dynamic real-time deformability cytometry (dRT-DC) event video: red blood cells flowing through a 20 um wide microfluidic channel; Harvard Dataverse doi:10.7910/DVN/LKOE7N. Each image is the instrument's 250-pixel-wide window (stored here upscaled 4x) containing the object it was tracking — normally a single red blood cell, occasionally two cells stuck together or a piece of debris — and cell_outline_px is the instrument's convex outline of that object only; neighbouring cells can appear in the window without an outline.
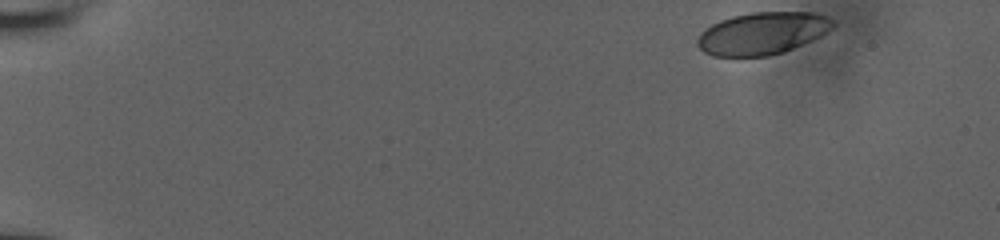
{"species": "human", "species_latin": "Homo sapiens", "temperature_condition": "room temperature", "stored_images_in_passage": 46, "camera_frame_rate_fps": 3000, "um_per_image_px": 0.085, "donor": {"sex": "male"}, "frame": {"image": 1, "passage_image": 1, "time_ms": 0.0, "image_size_px": [1000, 240], "cell_outline_px": [[836, 24], [832, 28], [820, 36], [812, 40], [784, 52], [768, 56], [712, 56], [704, 52], [696, 44], [696, 40], [700, 32], [704, 28], [720, 20], [732, 16], [752, 12], [812, 12], [824, 16], [832, 20]], "centroid_in_image_um": [64.76, 2.83], "position_along_channel_um": 20.2, "area_um2": 33.47}}
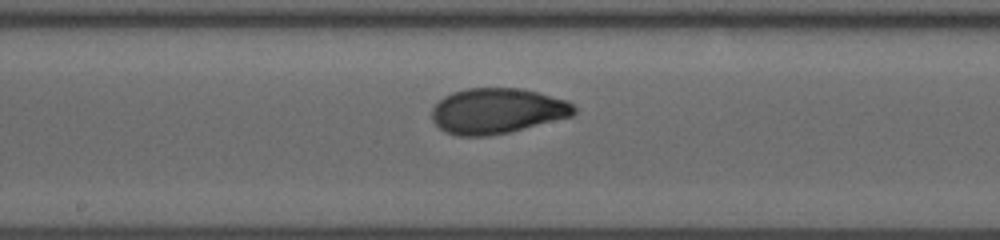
{"frame": {"image": 2, "passage_image": 27, "time_ms": 8.667, "image_size_px": [1000, 240], "cell_outline_px": [[576, 112], [572, 116], [508, 132], [488, 136], [456, 136], [444, 132], [432, 120], [432, 108], [444, 96], [452, 92], [468, 88], [520, 88], [568, 100], [576, 108]], "centroid_in_image_um": [42.24, 9.43], "position_along_channel_um": 206.0, "area_um2": 37.63}}
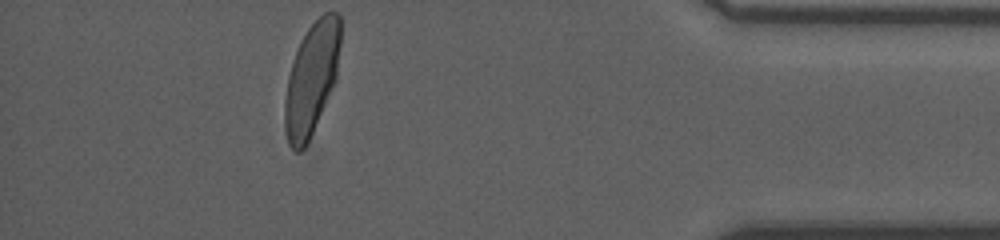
{"frame": {"image": 3, "passage_image": 46, "time_ms": 15.0, "image_size_px": [1000, 240], "cell_outline_px": [[340, 44], [336, 80], [312, 132], [304, 148], [300, 152], [296, 152], [288, 144], [284, 124], [284, 100], [288, 76], [300, 40], [308, 28], [324, 12], [336, 12], [340, 16]], "centroid_in_image_um": [26.47, 6.68], "position_along_channel_um": 408.7, "area_um2": 36.13}, "authors_computed_cell_mechanics": {"area_um2": 36.5874, "velocity_mm_per_s": 3.8256, "shape_relaxation_time_tau1_ms": 3.3459, "shape_relaxation_time_tau2_ms": null, "deformation_change_tau1": 0.1626, "deformation_change_tau2": null}}